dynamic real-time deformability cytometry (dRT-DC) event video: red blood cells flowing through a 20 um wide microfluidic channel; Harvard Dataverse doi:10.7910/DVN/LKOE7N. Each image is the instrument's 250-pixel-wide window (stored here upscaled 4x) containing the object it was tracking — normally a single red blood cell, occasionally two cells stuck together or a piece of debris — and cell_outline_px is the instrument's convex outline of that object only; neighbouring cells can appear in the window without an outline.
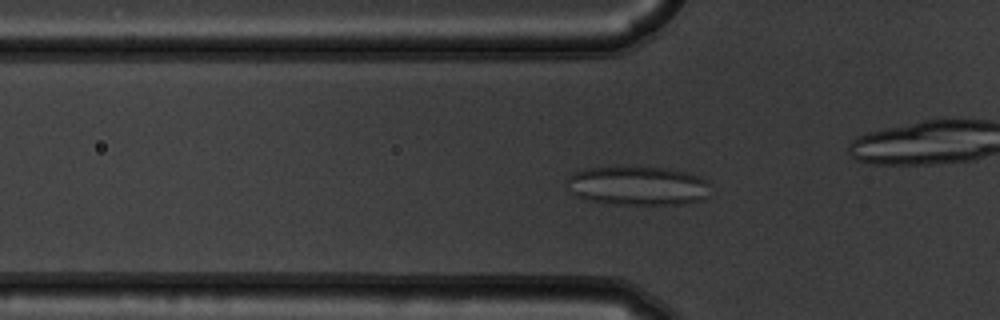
{"species": "common noctule bat (a hibernating species)", "species_latin": "Nyctalus noctula", "temperature_condition": "warm", "stored_images_in_passage": 56, "camera_frame_rate_fps": 3000, "um_per_image_px": 0.085, "animal": {"sex": "male", "body_mass_g": 19.5, "forearm_length_mm": 54.6}, "frame": {"image": 1, "passage_image": 19, "time_ms": 6.0, "image_size_px": [1000, 320], "cell_outline_px": [[712, 196], [704, 200], [688, 204], [608, 204], [588, 200], [576, 196], [568, 192], [568, 176], [572, 172], [584, 168], [616, 164], [664, 168], [688, 172], [700, 176], [708, 180]], "centroid_in_image_um": [54.22, 15.76], "position_along_channel_um": 71.6, "area_um2": 34.28}}
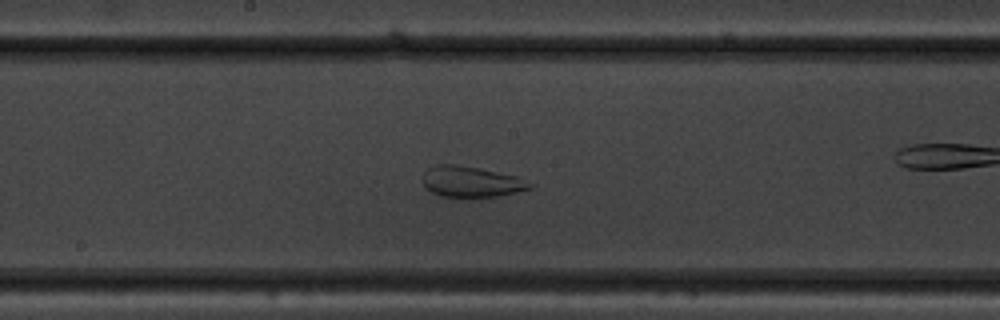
{"frame": {"image": 2, "passage_image": 30, "time_ms": 9.667, "image_size_px": [1000, 320], "cell_outline_px": [[536, 184], [532, 188], [500, 196], [440, 196], [432, 192], [424, 184], [424, 172], [428, 168], [436, 164], [452, 164], [480, 168], [516, 176]], "centroid_in_image_um": [40.1, 15.43], "position_along_channel_um": 208.1, "area_um2": 19.02}}
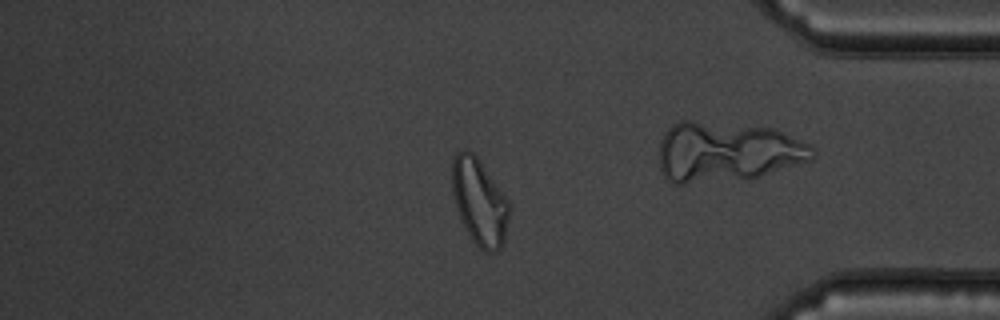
{"frame": {"image": 3, "passage_image": 47, "time_ms": 15.333, "image_size_px": [1000, 320], "cell_outline_px": [[508, 220], [504, 244], [496, 252], [484, 252], [472, 240], [456, 208], [452, 192], [452, 160], [456, 152], [464, 148], [468, 148], [476, 156], [508, 200]], "centroid_in_image_um": [40.73, 17.15], "position_along_channel_um": 394.5, "area_um2": 28.5}, "authors_computed_cell_mechanics": {"area_um2": 29.1312, "velocity_mm_per_s": 3.7236, "shape_relaxation_time_tau1_ms": null, "shape_relaxation_time_tau2_ms": 1.5033, "deformation_change_tau1": null, "deformation_change_tau2": 0.0769}}